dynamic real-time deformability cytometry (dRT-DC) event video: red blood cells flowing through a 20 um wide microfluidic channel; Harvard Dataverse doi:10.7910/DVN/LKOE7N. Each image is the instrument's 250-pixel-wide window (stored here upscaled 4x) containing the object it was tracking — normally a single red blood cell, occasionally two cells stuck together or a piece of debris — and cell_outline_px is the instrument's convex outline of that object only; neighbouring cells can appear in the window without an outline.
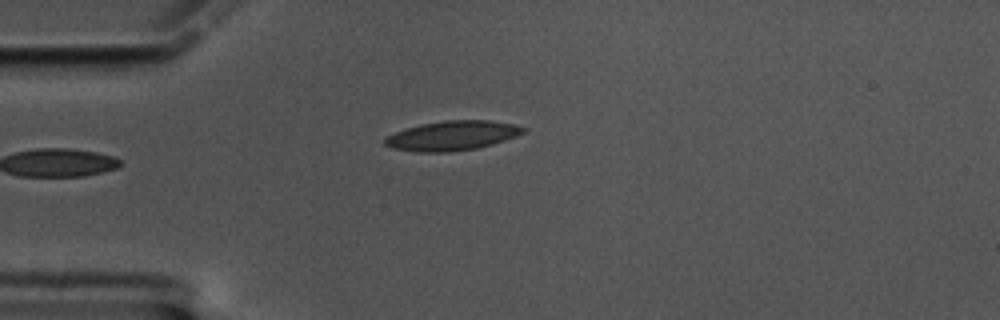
{"species": "common noctule bat (a hibernating species)", "species_latin": "Nyctalus noctula", "temperature_condition": "cold", "stored_images_in_passage": 42, "camera_frame_rate_fps": 3000, "um_per_image_px": 0.085, "animal": {"sex": "male", "body_mass_g": 17.5, "forearm_length_mm": 52.3}, "frame": {"image": 1, "passage_image": 1, "time_ms": 0.0, "image_size_px": [1000, 320], "cell_outline_px": [[528, 128], [524, 132], [516, 136], [492, 144], [476, 148], [448, 152], [416, 152], [392, 148], [384, 144], [384, 136], [404, 128], [420, 124], [444, 120], [492, 120], [516, 124]], "centroid_in_image_um": [38.42, 11.52], "position_along_channel_um": 46.6, "area_um2": 24.1}}
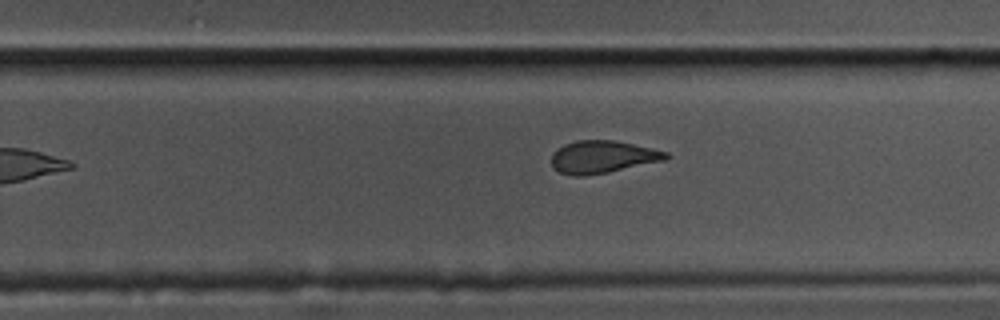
{"frame": {"image": 2, "passage_image": 23, "time_ms": 7.333, "image_size_px": [1000, 320], "cell_outline_px": [[672, 156], [664, 160], [608, 172], [584, 176], [572, 176], [560, 172], [552, 168], [552, 152], [556, 148], [564, 144], [576, 140], [616, 140], [652, 148], [668, 152]], "centroid_in_image_um": [51.19, 13.33], "position_along_channel_um": 278.6, "area_um2": 21.85}}
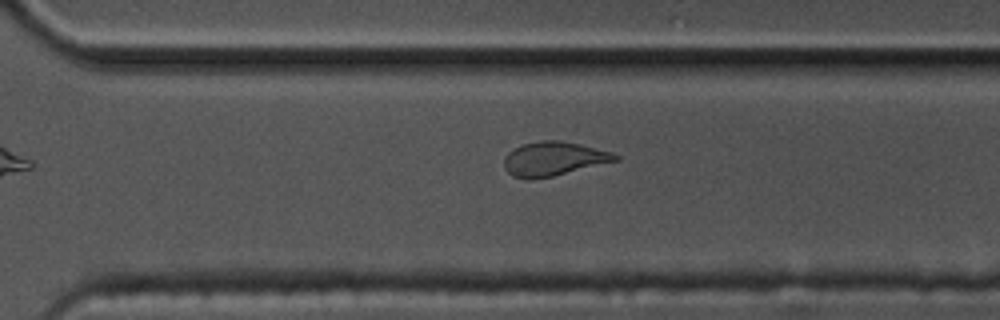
{"frame": {"image": 3, "passage_image": 27, "time_ms": 8.667, "image_size_px": [1000, 320], "cell_outline_px": [[620, 160], [552, 176], [528, 180], [524, 180], [512, 176], [504, 168], [504, 156], [512, 148], [524, 144], [540, 140], [560, 140], [580, 144], [612, 152], [620, 156]], "centroid_in_image_um": [47.03, 13.5], "position_along_channel_um": 323.6, "area_um2": 22.25}, "authors_computed_cell_mechanics": {"area_um2": 23.12, "velocity_mm_per_s": 3.3772, "shape_relaxation_time_tau1_ms": null, "shape_relaxation_time_tau2_ms": 2.9089, "deformation_change_tau1": null, "deformation_change_tau2": 0.0928}}